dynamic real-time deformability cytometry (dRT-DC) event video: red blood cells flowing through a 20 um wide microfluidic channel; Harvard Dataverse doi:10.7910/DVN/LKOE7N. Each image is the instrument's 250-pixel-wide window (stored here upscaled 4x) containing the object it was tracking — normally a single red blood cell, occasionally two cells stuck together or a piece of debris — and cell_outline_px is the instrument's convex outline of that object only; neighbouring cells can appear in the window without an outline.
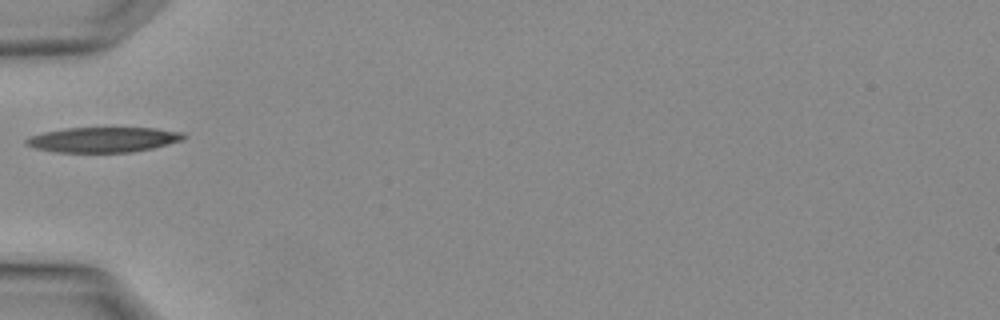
{"species": "Egyptian fruit bat (a non-hibernating species)", "species_latin": "Rousettus aegyptiacus", "temperature_condition": "warm", "stored_images_in_passage": 1, "camera_frame_rate_fps": 3000, "um_per_image_px": 0.085, "animal": {"sex": "female"}, "frame": {"image": 1, "passage_image": 1, "time_ms": 0.0, "image_size_px": [1000, 320], "cell_outline_px": [[188, 136], [184, 140], [152, 148], [128, 152], [52, 152], [36, 148], [24, 144], [24, 140], [28, 136], [44, 132], [64, 128], [156, 128], [184, 132]], "centroid_in_image_um": [8.78, 11.86], "position_along_channel_um": 76.2, "area_um2": 23.24}}